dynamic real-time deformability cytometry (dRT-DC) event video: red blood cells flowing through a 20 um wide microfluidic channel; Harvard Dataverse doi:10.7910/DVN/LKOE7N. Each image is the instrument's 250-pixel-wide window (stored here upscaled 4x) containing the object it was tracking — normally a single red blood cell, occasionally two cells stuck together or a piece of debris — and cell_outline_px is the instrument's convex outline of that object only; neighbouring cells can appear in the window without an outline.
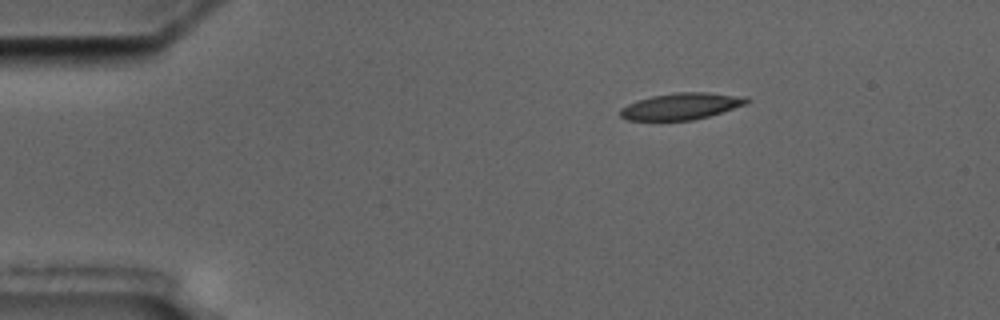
{"species": "common noctule bat (a hibernating species)", "species_latin": "Nyctalus noctula", "temperature_condition": "cold", "stored_images_in_passage": 4, "segment_of_instrument_passage": [2, 2], "camera_frame_rate_fps": 3000, "um_per_image_px": 0.085, "animal": {"sex": "male", "body_mass_g": 17.5, "forearm_length_mm": 52.3}, "frame": {"image": 1, "passage_image": 4, "time_ms": 5.667, "image_size_px": [1000, 320], "cell_outline_px": [[752, 100], [748, 104], [708, 116], [692, 120], [628, 120], [620, 116], [620, 108], [636, 100], [652, 96], [676, 92], [708, 92], [748, 96]], "centroid_in_image_um": [57.96, 9.01], "position_along_channel_um": 27.0, "area_um2": 19.77}}